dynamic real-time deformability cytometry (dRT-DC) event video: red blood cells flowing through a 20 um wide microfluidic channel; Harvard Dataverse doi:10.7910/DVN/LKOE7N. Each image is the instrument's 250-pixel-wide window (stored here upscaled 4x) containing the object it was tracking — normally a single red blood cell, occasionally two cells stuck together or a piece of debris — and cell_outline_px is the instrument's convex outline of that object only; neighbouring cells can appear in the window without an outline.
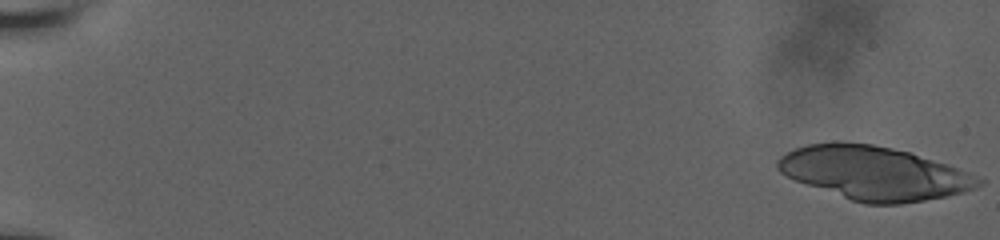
{"species": "human", "species_latin": "Homo sapiens", "temperature_condition": "room temperature", "stored_images_in_passage": 23, "camera_frame_rate_fps": 3000, "um_per_image_px": 0.085, "donor": {"sex": "male"}, "frame": {"image": 1, "passage_image": 1, "time_ms": 0.0, "image_size_px": [1000, 240], "cell_outline_px": [[984, 184], [976, 188], [964, 192], [924, 200], [900, 204], [864, 204], [852, 200], [796, 180], [780, 172], [776, 168], [776, 160], [784, 152], [808, 144], [836, 140], [872, 144], [892, 148], [908, 152], [948, 164], [968, 172], [984, 180]], "centroid_in_image_um": [74.28, 14.69], "position_along_channel_um": 10.7, "area_um2": 62.54}}